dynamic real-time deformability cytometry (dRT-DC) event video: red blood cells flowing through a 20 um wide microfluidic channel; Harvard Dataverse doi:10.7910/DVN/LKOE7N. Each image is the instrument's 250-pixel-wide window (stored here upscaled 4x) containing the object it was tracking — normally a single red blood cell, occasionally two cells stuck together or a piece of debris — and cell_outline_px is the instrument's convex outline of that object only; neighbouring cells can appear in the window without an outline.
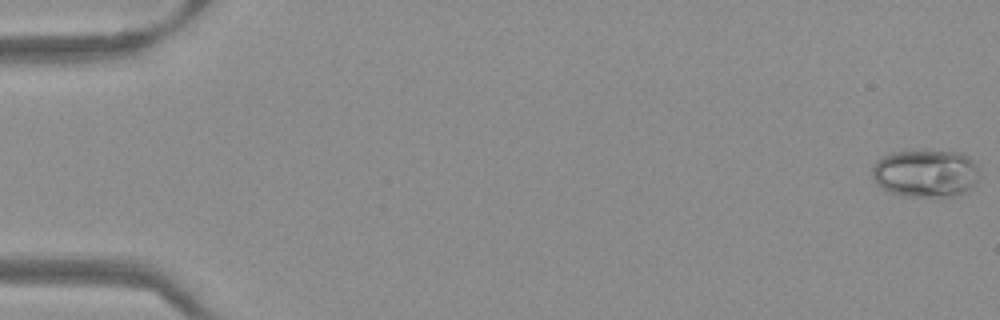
{"species": "Egyptian fruit bat (a non-hibernating species)", "species_latin": "Rousettus aegyptiacus", "temperature_condition": "warm", "stored_images_in_passage": 52, "camera_frame_rate_fps": 3000, "um_per_image_px": 0.085, "frame": {"image": 1, "passage_image": 1, "time_ms": 0.0, "image_size_px": [1000, 320], "cell_outline_px": [[976, 180], [964, 192], [956, 196], [904, 196], [892, 192], [876, 184], [872, 176], [872, 168], [876, 160], [888, 152], [960, 152], [968, 156], [976, 164]], "centroid_in_image_um": [78.62, 14.73], "position_along_channel_um": 6.4, "area_um2": 29.25}}
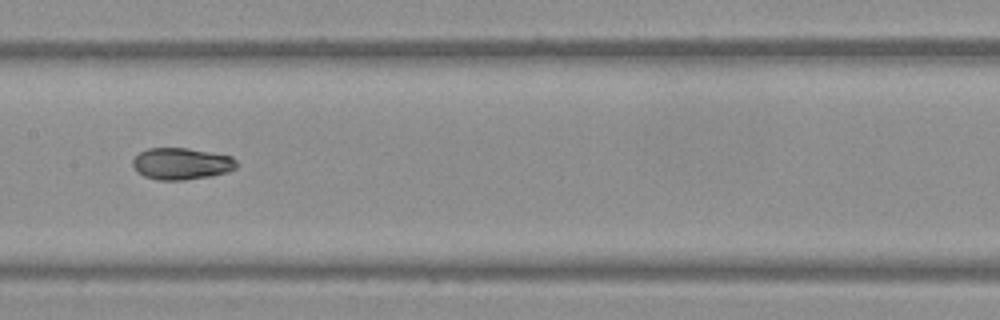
{"frame": {"image": 2, "passage_image": 27, "time_ms": 8.667, "image_size_px": [1000, 320], "cell_outline_px": [[240, 164], [236, 168], [228, 172], [212, 176], [184, 180], [160, 180], [144, 176], [136, 172], [132, 164], [132, 160], [140, 152], [148, 148], [188, 148], [232, 156]], "centroid_in_image_um": [15.45, 13.92], "position_along_channel_um": 192.0, "area_um2": 19.42}}
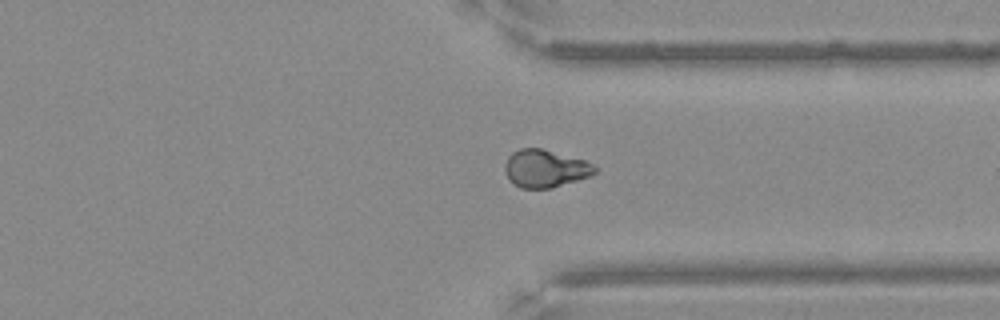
{"frame": {"image": 3, "passage_image": 40, "time_ms": 13.0, "image_size_px": [1000, 320], "cell_outline_px": [[600, 168], [592, 176], [552, 188], [520, 188], [512, 184], [508, 180], [504, 172], [504, 164], [508, 156], [512, 152], [520, 148], [540, 148], [584, 160], [596, 164]], "centroid_in_image_um": [46.35, 14.34], "position_along_channel_um": 365.1, "area_um2": 20.17}}